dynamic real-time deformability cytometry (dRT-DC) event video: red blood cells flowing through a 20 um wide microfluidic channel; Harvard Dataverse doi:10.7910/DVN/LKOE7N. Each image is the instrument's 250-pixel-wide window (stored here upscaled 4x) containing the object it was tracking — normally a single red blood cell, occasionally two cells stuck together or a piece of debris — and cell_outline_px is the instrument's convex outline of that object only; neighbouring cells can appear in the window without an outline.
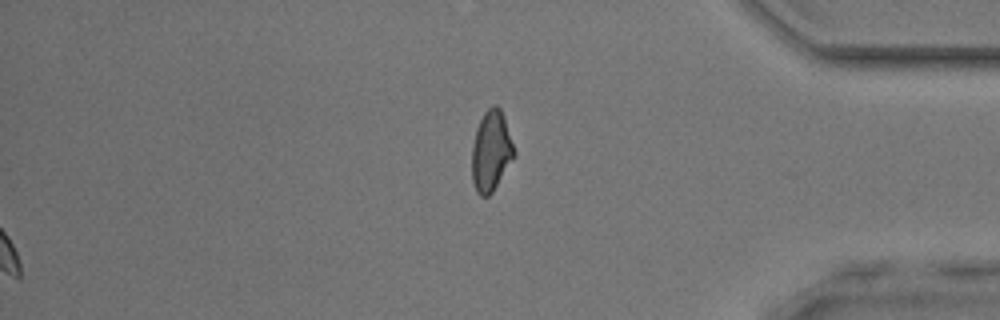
{"species": "common noctule bat (a hibernating species)", "species_latin": "Nyctalus noctula", "temperature_condition": "room temperature", "stored_images_in_passage": 39, "segment_of_instrument_passage": [2, 2], "camera_frame_rate_fps": 3000, "um_per_image_px": 0.085, "animal": {"sex": "male", "body_mass_g": 17.9, "forearm_length_mm": 54.2}, "frame": {"image": 1, "passage_image": 39, "time_ms": 12.667, "image_size_px": [1000, 320], "cell_outline_px": [[516, 156], [492, 192], [488, 196], [480, 196], [476, 192], [472, 180], [472, 148], [476, 128], [484, 112], [492, 104], [496, 104], [500, 108], [504, 116], [516, 152]], "centroid_in_image_um": [41.75, 12.83], "position_along_channel_um": 393.4, "area_um2": 20.0}}